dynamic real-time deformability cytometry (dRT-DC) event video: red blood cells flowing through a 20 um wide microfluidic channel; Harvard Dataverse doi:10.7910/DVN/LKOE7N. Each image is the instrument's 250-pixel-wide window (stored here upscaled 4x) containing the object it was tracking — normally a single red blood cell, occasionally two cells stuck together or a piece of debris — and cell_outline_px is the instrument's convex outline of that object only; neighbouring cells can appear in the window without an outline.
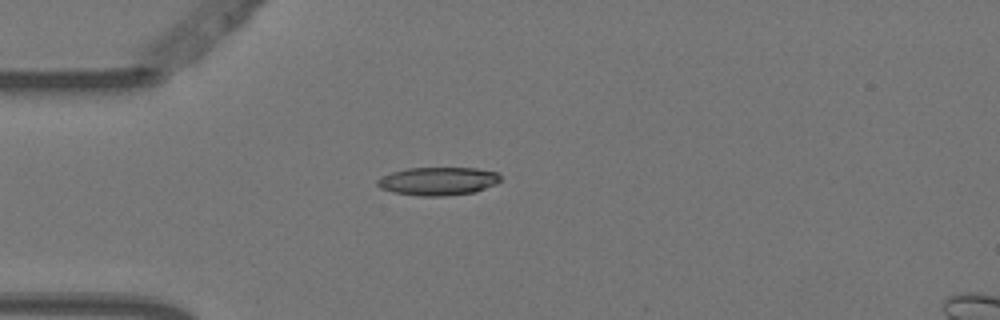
{"species": "Egyptian fruit bat (a non-hibernating species)", "species_latin": "Rousettus aegyptiacus", "temperature_condition": "warm", "stored_images_in_passage": 5, "camera_frame_rate_fps": 3000, "um_per_image_px": 0.085, "animal": {"sex": "female"}, "frame": {"image": 1, "passage_image": 4, "time_ms": 1.0, "image_size_px": [1000, 320], "cell_outline_px": [[500, 180], [496, 184], [476, 192], [444, 196], [420, 196], [392, 192], [380, 188], [376, 184], [376, 180], [380, 176], [392, 172], [408, 168], [476, 168], [496, 172], [500, 176]], "centroid_in_image_um": [37.21, 15.4], "position_along_channel_um": 47.8, "area_um2": 20.35}}